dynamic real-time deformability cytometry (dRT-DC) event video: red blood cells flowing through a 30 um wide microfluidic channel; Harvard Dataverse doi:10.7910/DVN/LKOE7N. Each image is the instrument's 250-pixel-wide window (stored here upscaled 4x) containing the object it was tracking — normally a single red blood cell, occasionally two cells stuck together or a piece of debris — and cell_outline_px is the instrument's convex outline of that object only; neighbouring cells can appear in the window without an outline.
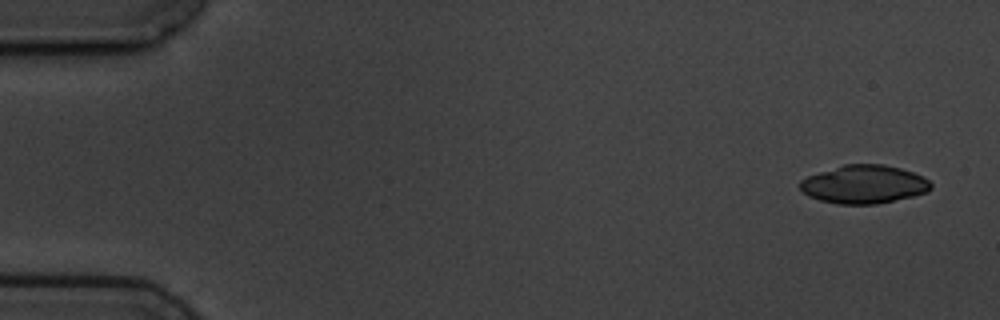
{"species": "common noctule bat (a hibernating species)", "species_latin": "Nyctalus noctula", "temperature_condition": "cold", "stored_images_in_passage": 4, "camera_frame_rate_fps": 3000, "um_per_image_px": 0.085, "animal": {"sex": "male", "body_mass_g": 19.5, "forearm_length_mm": 54.6}, "frame": {"image": 1, "passage_image": 1, "time_ms": 0.0, "image_size_px": [1000, 320], "cell_outline_px": [[932, 188], [928, 192], [912, 196], [876, 204], [836, 204], [820, 200], [808, 196], [800, 188], [800, 180], [808, 176], [844, 164], [884, 164], [900, 168], [924, 176], [932, 184]], "centroid_in_image_um": [73.46, 15.67], "position_along_channel_um": 11.5, "area_um2": 29.19}}